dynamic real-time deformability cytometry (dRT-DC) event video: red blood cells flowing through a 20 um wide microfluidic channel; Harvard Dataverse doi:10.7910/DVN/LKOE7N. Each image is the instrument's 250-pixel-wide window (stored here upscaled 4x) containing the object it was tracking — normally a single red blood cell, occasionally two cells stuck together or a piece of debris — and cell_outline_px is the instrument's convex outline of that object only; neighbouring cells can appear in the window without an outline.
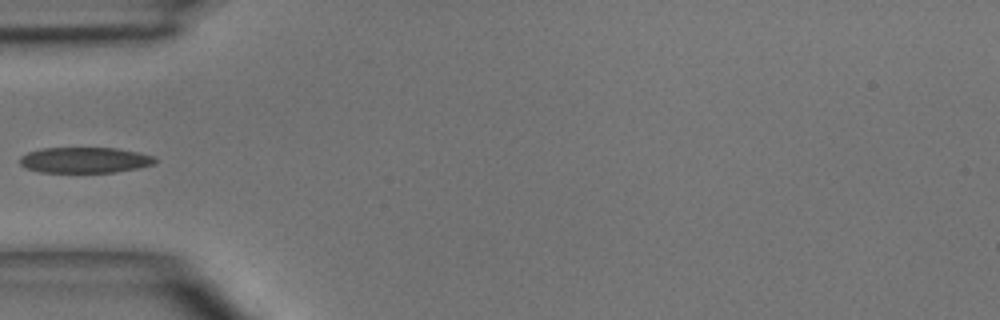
{"species": "common noctule bat (a hibernating species)", "species_latin": "Nyctalus noctula", "temperature_condition": "room temperature", "stored_images_in_passage": 5, "camera_frame_rate_fps": 3000, "um_per_image_px": 0.085, "animal": {"sex": "male", "body_mass_g": 15.6}, "frame": {"image": 1, "passage_image": 5, "time_ms": 4.667, "image_size_px": [1000, 320], "cell_outline_px": [[156, 160], [152, 164], [140, 168], [116, 172], [40, 172], [24, 168], [20, 164], [20, 156], [28, 152], [40, 148], [116, 148], [140, 152], [156, 156]], "centroid_in_image_um": [7.21, 13.6], "position_along_channel_um": 77.8, "area_um2": 20.46}}